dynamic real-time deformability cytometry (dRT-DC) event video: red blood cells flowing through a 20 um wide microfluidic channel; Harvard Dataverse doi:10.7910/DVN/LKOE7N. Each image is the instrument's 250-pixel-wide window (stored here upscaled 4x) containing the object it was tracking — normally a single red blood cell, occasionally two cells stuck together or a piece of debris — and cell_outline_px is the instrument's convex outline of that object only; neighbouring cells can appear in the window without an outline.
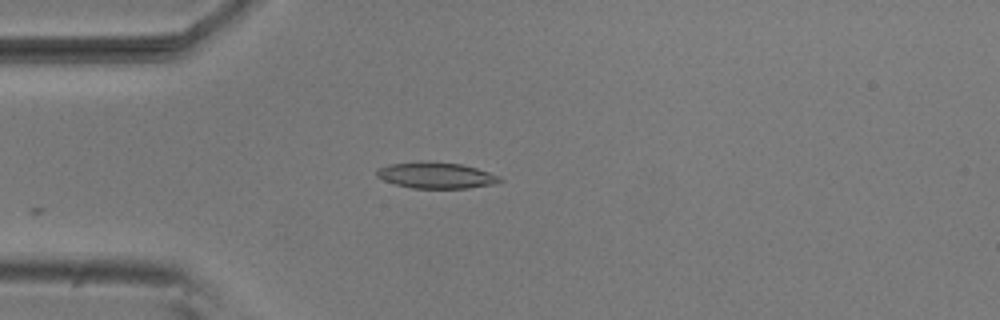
{"species": "common noctule bat (a hibernating species)", "species_latin": "Nyctalus noctula", "temperature_condition": "room temperature", "stored_images_in_passage": 4, "camera_frame_rate_fps": 3000, "um_per_image_px": 0.085, "animal": {"sex": "male", "body_mass_g": 20.5, "forearm_length_mm": 52.5}, "frame": {"image": 1, "passage_image": 4, "time_ms": 1.0, "image_size_px": [1000, 320], "cell_outline_px": [[504, 180], [496, 184], [468, 188], [412, 188], [396, 184], [384, 180], [376, 176], [376, 172], [380, 168], [388, 164], [420, 160], [428, 160], [460, 164], [476, 168], [500, 176]], "centroid_in_image_um": [37.08, 14.89], "position_along_channel_um": 47.9, "area_um2": 18.96}}